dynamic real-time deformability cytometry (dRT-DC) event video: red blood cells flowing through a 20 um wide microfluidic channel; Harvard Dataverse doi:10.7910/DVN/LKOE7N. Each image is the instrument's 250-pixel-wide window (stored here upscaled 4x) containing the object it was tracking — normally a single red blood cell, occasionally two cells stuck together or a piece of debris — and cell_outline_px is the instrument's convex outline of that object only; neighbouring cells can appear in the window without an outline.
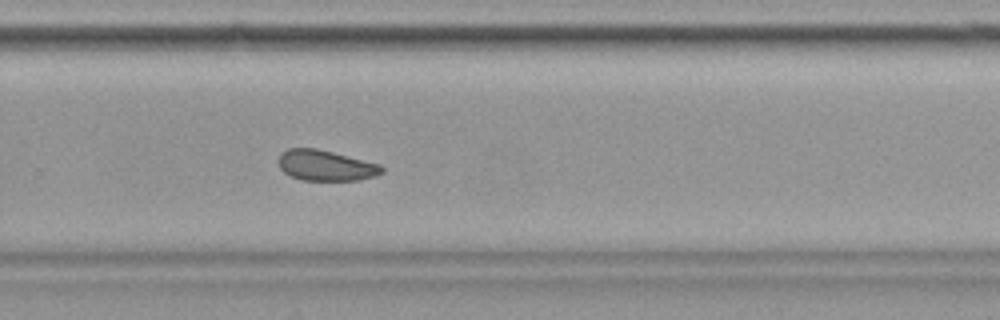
{"species": "common noctule bat (a hibernating species)", "species_latin": "Nyctalus noctula", "temperature_condition": "cold", "stored_images_in_passage": 46, "camera_frame_rate_fps": 3000, "um_per_image_px": 0.085, "animal": {"sex": "female", "body_mass_g": 19.9}, "frame": {"image": 1, "passage_image": 27, "time_ms": 8.667, "image_size_px": [1000, 320], "cell_outline_px": [[384, 172], [376, 176], [360, 180], [300, 180], [284, 172], [280, 168], [276, 160], [280, 152], [288, 148], [316, 148], [380, 164], [384, 168]], "centroid_in_image_um": [27.66, 14.06], "position_along_channel_um": 302.1, "area_um2": 18.61}}